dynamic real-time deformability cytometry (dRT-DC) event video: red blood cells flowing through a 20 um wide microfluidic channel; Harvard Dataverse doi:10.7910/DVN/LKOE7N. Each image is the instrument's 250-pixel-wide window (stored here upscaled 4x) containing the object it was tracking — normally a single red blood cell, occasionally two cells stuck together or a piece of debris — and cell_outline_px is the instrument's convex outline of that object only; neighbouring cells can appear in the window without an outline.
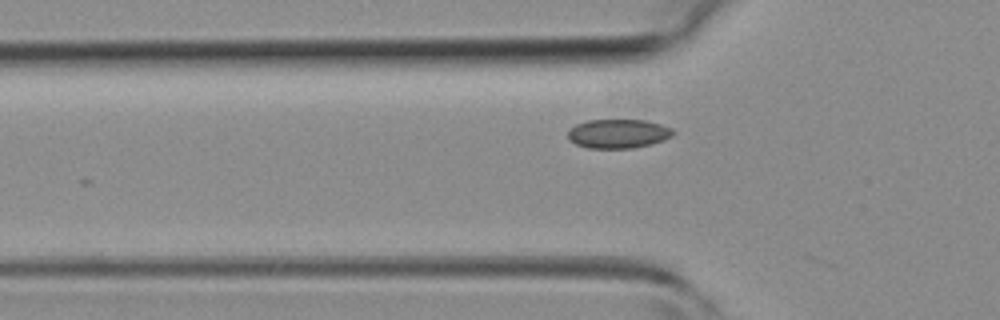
{"species": "common noctule bat (a hibernating species)", "species_latin": "Nyctalus noctula", "temperature_condition": "room temperature", "stored_images_in_passage": 9, "camera_frame_rate_fps": 3000, "um_per_image_px": 0.085, "animal": {"sex": "female", "body_mass_g": 19.3, "forearm_length_mm": 54.1}, "frame": {"image": 1, "passage_image": 5, "time_ms": 1.333, "image_size_px": [1000, 320], "cell_outline_px": [[676, 132], [672, 136], [664, 140], [652, 144], [632, 148], [588, 148], [576, 144], [568, 140], [568, 132], [576, 124], [588, 120], [644, 120], [660, 124], [672, 128]], "centroid_in_image_um": [52.57, 11.36], "position_along_channel_um": 73.2, "area_um2": 17.86}}
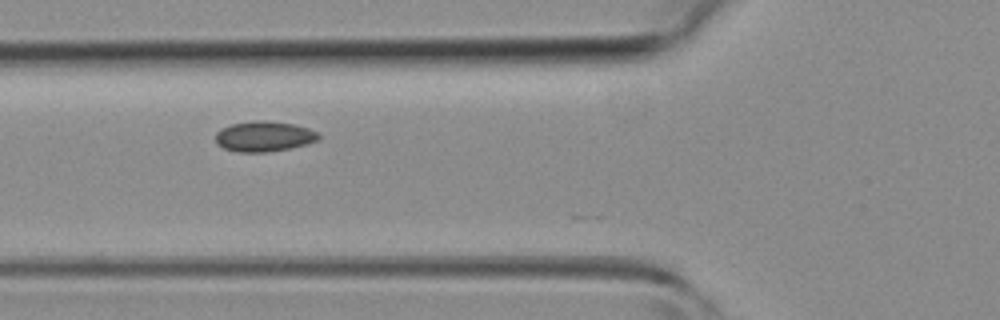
{"frame": {"image": 2, "passage_image": 7, "time_ms": 2.0, "image_size_px": [1000, 320], "cell_outline_px": [[320, 140], [288, 148], [264, 152], [240, 152], [224, 148], [216, 144], [216, 132], [220, 128], [232, 124], [256, 120], [264, 120], [292, 124], [308, 128], [316, 132], [320, 136]], "centroid_in_image_um": [22.41, 11.58], "position_along_channel_um": 103.4, "area_um2": 18.03}}
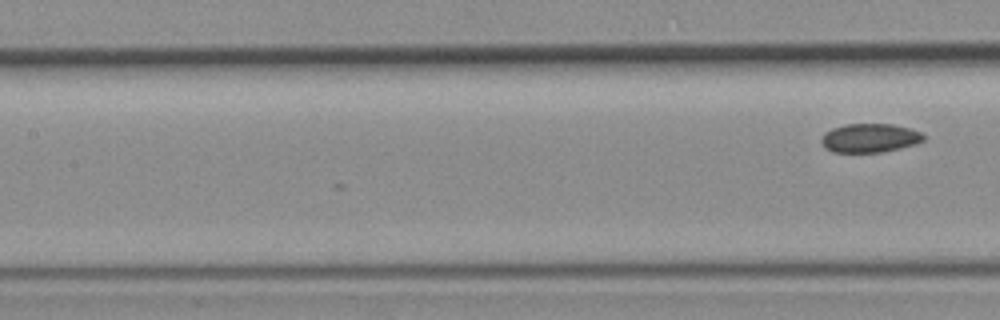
{"frame": {"image": 3, "passage_image": 9, "time_ms": 2.667, "image_size_px": [1000, 320], "cell_outline_px": [[924, 140], [916, 144], [884, 152], [832, 152], [824, 148], [820, 140], [824, 132], [832, 128], [844, 124], [892, 124], [912, 128], [920, 132], [924, 136]], "centroid_in_image_um": [73.91, 11.73], "position_along_channel_um": 133.5, "area_um2": 17.4}}